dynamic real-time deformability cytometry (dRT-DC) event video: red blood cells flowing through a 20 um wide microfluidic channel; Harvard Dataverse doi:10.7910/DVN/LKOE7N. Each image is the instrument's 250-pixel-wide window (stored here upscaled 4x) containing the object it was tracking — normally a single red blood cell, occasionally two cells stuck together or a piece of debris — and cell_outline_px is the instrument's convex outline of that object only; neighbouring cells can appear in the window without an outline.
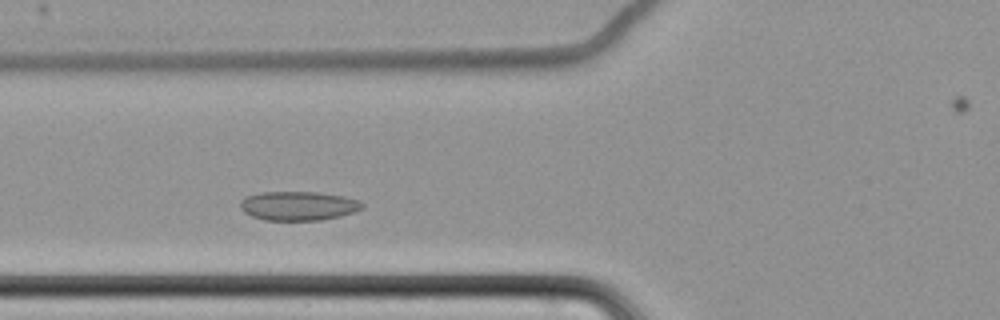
{"species": "common noctule bat (a hibernating species)", "species_latin": "Nyctalus noctula", "temperature_condition": "cold", "stored_images_in_passage": 42, "camera_frame_rate_fps": 3000, "um_per_image_px": 0.085, "animal": {"sex": "female", "body_mass_g": 22.7, "forearm_length_mm": 54.2}, "frame": {"image": 1, "passage_image": 16, "time_ms": 5.0, "image_size_px": [1000, 320], "cell_outline_px": [[364, 204], [360, 208], [352, 212], [340, 216], [320, 220], [264, 220], [252, 216], [244, 212], [240, 208], [240, 200], [244, 196], [260, 192], [316, 192], [344, 196], [360, 200]], "centroid_in_image_um": [25.31, 17.49], "position_along_channel_um": 100.5, "area_um2": 20.69}}
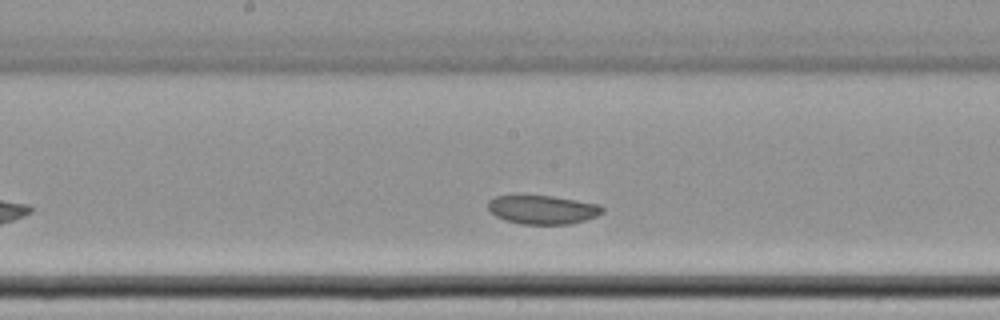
{"frame": {"image": 2, "passage_image": 25, "time_ms": 8.0, "image_size_px": [1000, 320], "cell_outline_px": [[604, 212], [596, 216], [584, 220], [568, 224], [524, 224], [508, 220], [496, 216], [488, 208], [488, 200], [496, 196], [552, 196], [576, 200], [596, 204], [604, 208]], "centroid_in_image_um": [46.13, 17.82], "position_along_channel_um": 202.1, "area_um2": 18.79}}
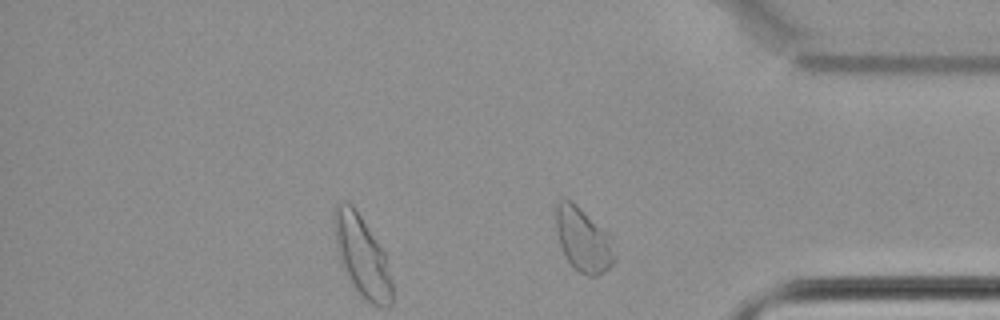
{"frame": {"image": 3, "passage_image": 42, "time_ms": 13.667, "image_size_px": [1000, 320], "cell_outline_px": [[616, 260], [604, 272], [596, 276], [588, 276], [572, 268], [564, 256], [560, 244], [556, 228], [556, 200], [572, 200], [608, 232], [612, 236], [616, 256]], "centroid_in_image_um": [49.59, 20.39], "position_along_channel_um": 385.6, "area_um2": 22.31}}